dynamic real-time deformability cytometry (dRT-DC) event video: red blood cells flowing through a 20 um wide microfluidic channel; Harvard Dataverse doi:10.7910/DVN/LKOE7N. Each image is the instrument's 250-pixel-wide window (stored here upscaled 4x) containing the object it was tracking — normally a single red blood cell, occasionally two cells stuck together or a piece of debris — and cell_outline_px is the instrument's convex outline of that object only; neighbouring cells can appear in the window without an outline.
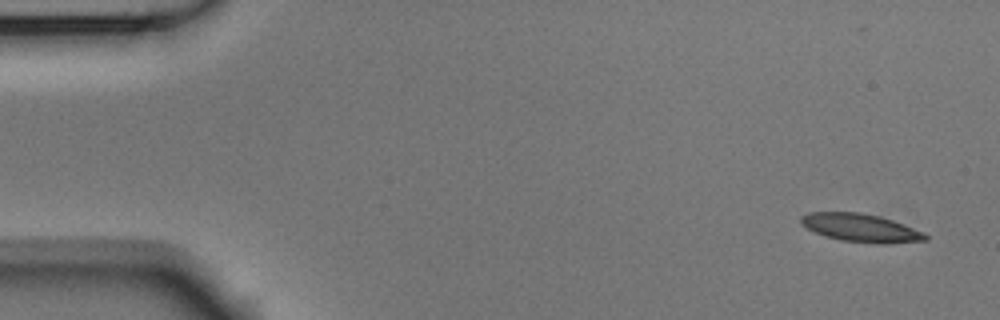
{"species": "Egyptian fruit bat (a non-hibernating species)", "species_latin": "Rousettus aegyptiacus", "temperature_condition": "room temperature", "stored_images_in_passage": 5, "camera_frame_rate_fps": 3000, "um_per_image_px": 0.085, "animal": {"sex": "male"}, "frame": {"image": 1, "passage_image": 1, "time_ms": 0.0, "image_size_px": [1000, 320], "cell_outline_px": [[928, 240], [880, 244], [840, 240], [824, 236], [800, 224], [800, 216], [808, 212], [860, 212], [880, 216], [892, 220], [924, 232], [928, 236]], "centroid_in_image_um": [73.15, 19.36], "position_along_channel_um": 11.9, "area_um2": 20.4}}
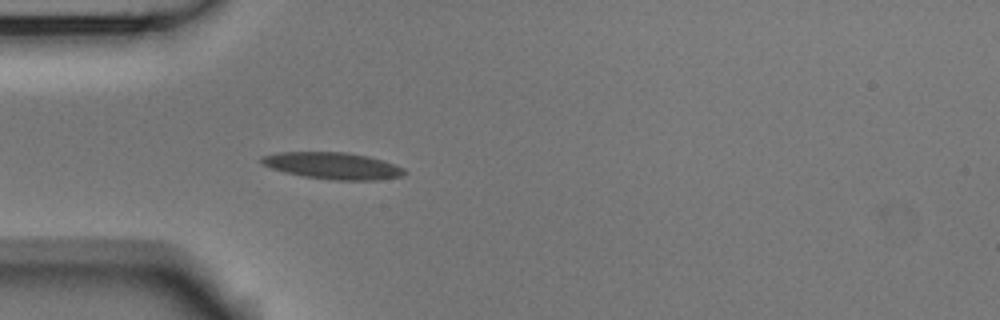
{"frame": {"image": 2, "passage_image": 5, "time_ms": 1.333, "image_size_px": [1000, 320], "cell_outline_px": [[408, 172], [404, 176], [376, 180], [336, 180], [304, 176], [284, 172], [260, 164], [260, 156], [280, 152], [348, 152], [368, 156], [384, 160], [404, 168]], "centroid_in_image_um": [28.31, 14.08], "position_along_channel_um": 56.7, "area_um2": 22.43}}